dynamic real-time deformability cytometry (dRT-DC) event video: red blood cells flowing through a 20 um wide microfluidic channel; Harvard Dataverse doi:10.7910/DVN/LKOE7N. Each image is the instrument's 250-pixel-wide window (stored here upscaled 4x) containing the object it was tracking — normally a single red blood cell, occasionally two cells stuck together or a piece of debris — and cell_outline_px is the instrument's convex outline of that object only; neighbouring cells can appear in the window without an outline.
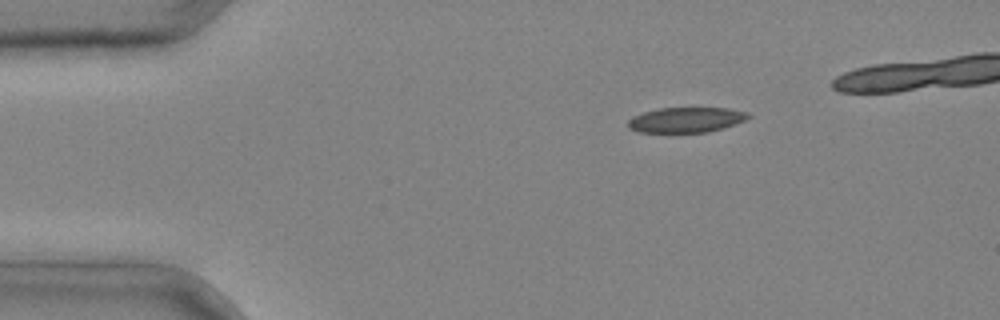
{"species": "common noctule bat (a hibernating species)", "species_latin": "Nyctalus noctula", "temperature_condition": "cold", "stored_images_in_passage": 3, "camera_frame_rate_fps": 3000, "um_per_image_px": 0.085, "animal": {"sex": "male", "body_mass_g": 20.4}, "frame": {"image": 1, "passage_image": 1, "time_ms": 0.0, "image_size_px": [1000, 320], "cell_outline_px": [[752, 116], [736, 124], [708, 132], [636, 132], [628, 128], [628, 120], [632, 116], [644, 112], [660, 108], [728, 108], [748, 112]], "centroid_in_image_um": [58.31, 10.19], "position_along_channel_um": 26.7, "area_um2": 17.69}}